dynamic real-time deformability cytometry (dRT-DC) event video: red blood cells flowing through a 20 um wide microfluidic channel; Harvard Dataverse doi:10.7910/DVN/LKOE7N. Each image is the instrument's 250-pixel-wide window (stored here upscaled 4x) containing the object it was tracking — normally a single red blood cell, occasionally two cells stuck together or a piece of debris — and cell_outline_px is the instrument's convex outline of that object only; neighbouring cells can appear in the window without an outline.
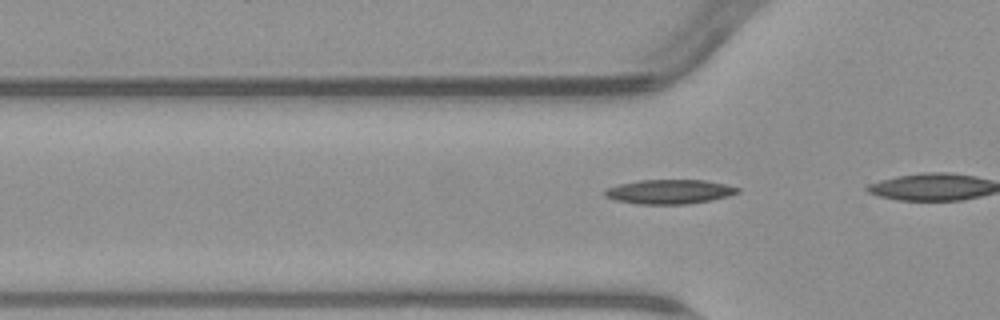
{"species": "common noctule bat (a hibernating species)", "species_latin": "Nyctalus noctula", "temperature_condition": "warm", "stored_images_in_passage": 7, "segment_of_instrument_passage": [2, 2], "camera_frame_rate_fps": 3000, "um_per_image_px": 0.085, "animal": {"sex": "male", "body_mass_g": 23.1, "forearm_length_mm": 52.7}, "frame": {"image": 1, "passage_image": 7, "time_ms": 7.333, "image_size_px": [1000, 320], "cell_outline_px": [[740, 192], [728, 196], [688, 204], [640, 204], [616, 200], [604, 196], [604, 192], [608, 188], [620, 184], [640, 180], [704, 180], [724, 184], [740, 188]], "centroid_in_image_um": [56.91, 16.29], "position_along_channel_um": 68.9, "area_um2": 18.61}}